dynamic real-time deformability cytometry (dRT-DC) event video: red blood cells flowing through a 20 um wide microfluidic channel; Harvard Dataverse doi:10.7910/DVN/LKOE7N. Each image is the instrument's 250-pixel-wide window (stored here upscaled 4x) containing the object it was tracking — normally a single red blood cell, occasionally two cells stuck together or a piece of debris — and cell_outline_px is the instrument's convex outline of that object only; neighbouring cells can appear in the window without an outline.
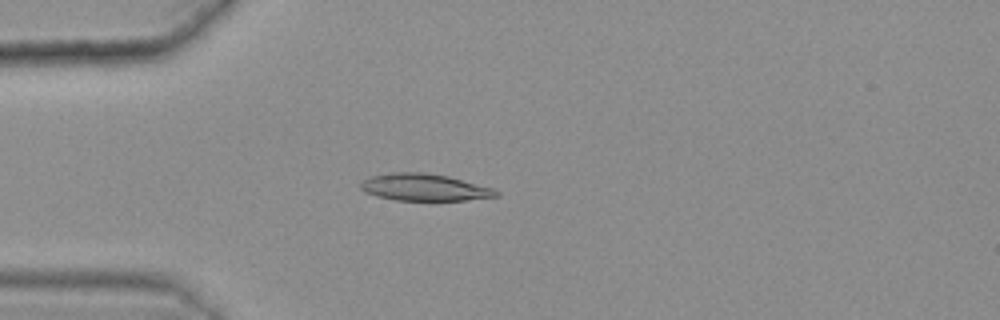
{"species": "common noctule bat (a hibernating species)", "species_latin": "Nyctalus noctula", "temperature_condition": "warm", "stored_images_in_passage": 48, "camera_frame_rate_fps": 3000, "um_per_image_px": 0.085, "animal": {"sex": "female", "body_mass_g": 25.1}, "frame": {"image": 1, "passage_image": 16, "time_ms": 5.0, "image_size_px": [1000, 320], "cell_outline_px": [[500, 196], [464, 200], [396, 200], [376, 196], [364, 192], [360, 188], [360, 184], [364, 180], [372, 176], [388, 172], [424, 172], [448, 176], [492, 188], [500, 192]], "centroid_in_image_um": [36.05, 15.92], "position_along_channel_um": 49.0, "area_um2": 21.27}}
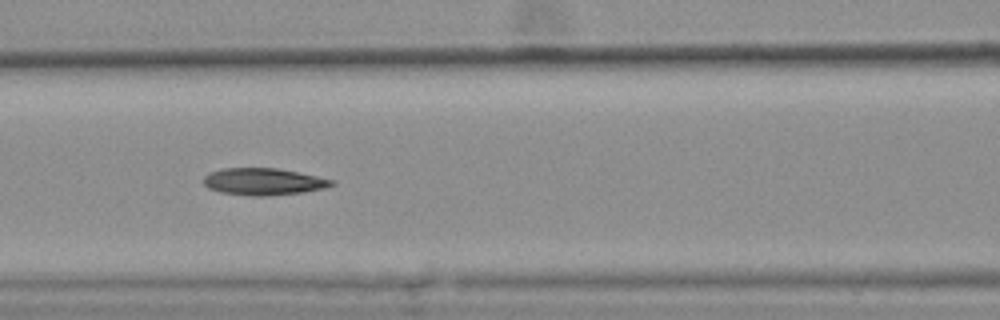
{"frame": {"image": 2, "passage_image": 25, "time_ms": 8.0, "image_size_px": [1000, 320], "cell_outline_px": [[336, 184], [324, 188], [304, 192], [268, 196], [252, 196], [220, 192], [208, 188], [204, 184], [204, 176], [208, 172], [224, 168], [276, 168], [300, 172], [336, 180]], "centroid_in_image_um": [22.42, 15.43], "position_along_channel_um": 144.2, "area_um2": 20.35}}
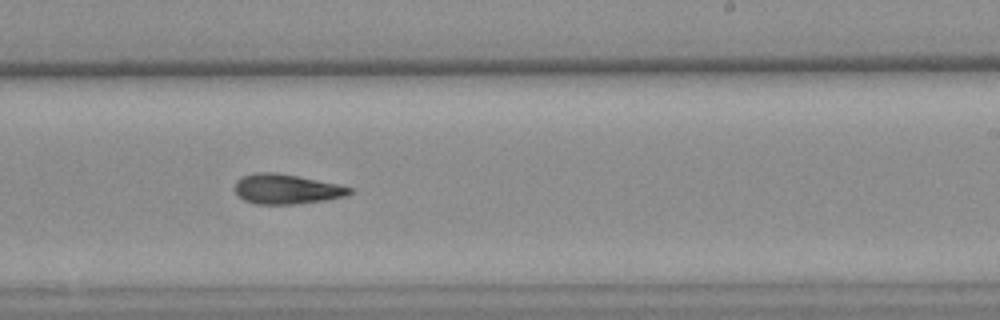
{"frame": {"image": 3, "passage_image": 35, "time_ms": 11.333, "image_size_px": [1000, 320], "cell_outline_px": [[352, 192], [348, 196], [328, 200], [296, 204], [256, 204], [244, 200], [236, 192], [236, 180], [244, 176], [256, 172], [276, 172], [336, 184], [352, 188]], "centroid_in_image_um": [24.37, 16.08], "position_along_channel_um": 264.6, "area_um2": 19.83}, "authors_computed_cell_mechanics": {"area_um2": 20.4034, "velocity_mm_per_s": 3.6164, "shape_relaxation_time_tau1_ms": null, "shape_relaxation_time_tau2_ms": 5.9816, "deformation_change_tau1": null, "deformation_change_tau2": 0.1397}}